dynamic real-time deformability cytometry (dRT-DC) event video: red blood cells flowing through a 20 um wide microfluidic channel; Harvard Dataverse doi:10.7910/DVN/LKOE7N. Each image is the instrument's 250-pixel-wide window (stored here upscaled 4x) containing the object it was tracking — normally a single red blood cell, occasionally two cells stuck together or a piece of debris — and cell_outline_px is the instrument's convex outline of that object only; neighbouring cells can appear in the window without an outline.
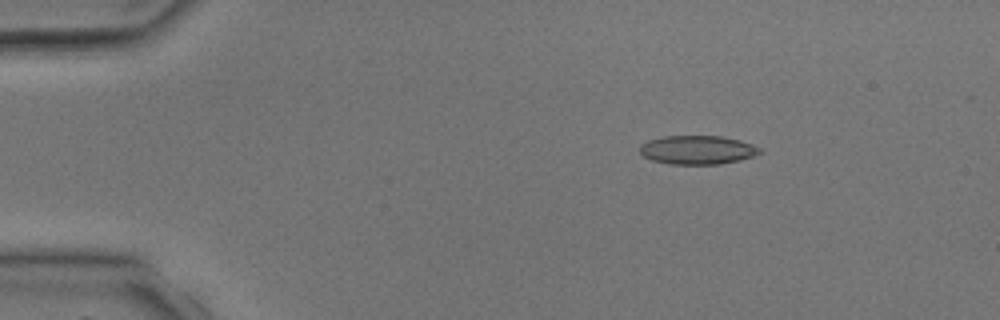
{"species": "common noctule bat (a hibernating species)", "species_latin": "Nyctalus noctula", "temperature_condition": "room temperature", "stored_images_in_passage": 4, "camera_frame_rate_fps": 3000, "um_per_image_px": 0.085, "animal": {"sex": "male", "body_mass_g": 17.9, "forearm_length_mm": 54.2}, "frame": {"image": 1, "passage_image": 2, "time_ms": 1.333, "image_size_px": [1000, 320], "cell_outline_px": [[764, 152], [756, 156], [740, 160], [720, 164], [668, 164], [652, 160], [644, 156], [640, 152], [640, 144], [648, 140], [664, 136], [720, 136], [740, 140], [764, 148]], "centroid_in_image_um": [59.34, 12.74], "position_along_channel_um": 25.7, "area_um2": 20.4}}
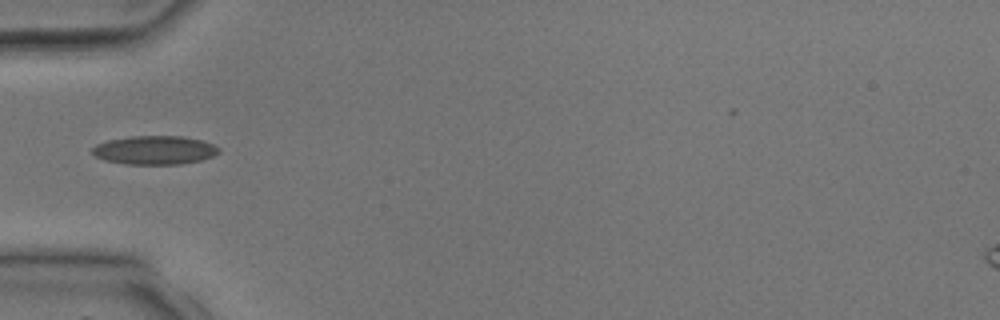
{"frame": {"image": 2, "passage_image": 4, "time_ms": 3.667, "image_size_px": [1000, 320], "cell_outline_px": [[220, 152], [212, 156], [200, 160], [180, 164], [124, 164], [104, 160], [96, 156], [92, 152], [92, 148], [96, 144], [108, 140], [132, 136], [180, 136], [200, 140], [212, 144], [220, 148]], "centroid_in_image_um": [13.13, 12.76], "position_along_channel_um": 71.9, "area_um2": 21.04}}